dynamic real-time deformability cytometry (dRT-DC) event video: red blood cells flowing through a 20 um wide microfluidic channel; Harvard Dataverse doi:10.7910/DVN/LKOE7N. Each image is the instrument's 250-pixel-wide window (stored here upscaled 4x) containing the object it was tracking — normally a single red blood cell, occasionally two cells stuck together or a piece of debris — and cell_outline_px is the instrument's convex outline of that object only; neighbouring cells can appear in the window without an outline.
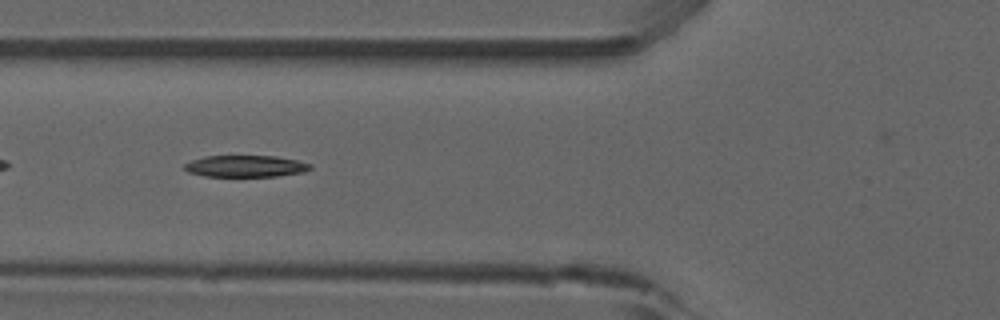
{"species": "common noctule bat (a hibernating species)", "species_latin": "Nyctalus noctula", "temperature_condition": "room temperature", "stored_images_in_passage": 27, "camera_frame_rate_fps": 3000, "um_per_image_px": 0.085, "animal": {"sex": "male", "forearm_length_mm": 52.5}, "frame": {"image": 1, "passage_image": 5, "time_ms": 1.333, "image_size_px": [1000, 320], "cell_outline_px": [[312, 168], [304, 172], [276, 176], [204, 176], [188, 172], [184, 168], [184, 164], [192, 160], [204, 156], [276, 156], [296, 160], [312, 164]], "centroid_in_image_um": [20.88, 14.12], "position_along_channel_um": 104.9, "area_um2": 15.84}}
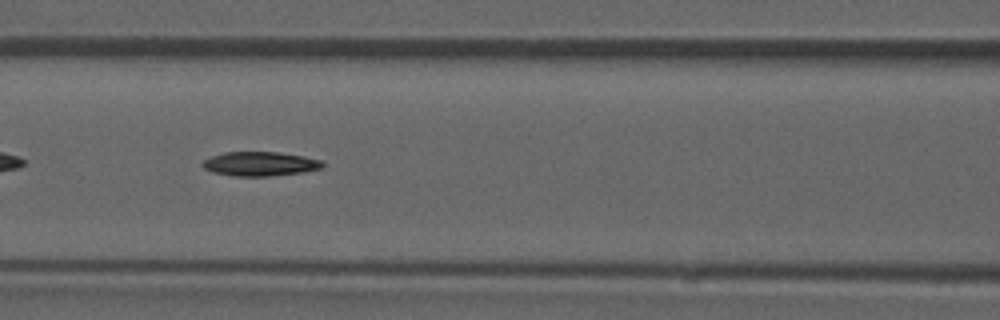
{"frame": {"image": 2, "passage_image": 8, "time_ms": 2.333, "image_size_px": [1000, 320], "cell_outline_px": [[324, 164], [320, 168], [304, 172], [268, 176], [232, 176], [212, 172], [204, 168], [200, 164], [204, 160], [212, 156], [224, 152], [280, 152], [304, 156], [320, 160]], "centroid_in_image_um": [22.07, 13.92], "position_along_channel_um": 144.5, "area_um2": 16.94}, "authors_computed_cell_mechanics": {"area_um2": 17.1088, "velocity_mm_per_s": 3.9143, "shape_relaxation_time_tau1_ms": 7.8771, "shape_relaxation_time_tau2_ms": null, "deformation_change_tau1": 0.2068, "deformation_change_tau2": null}}